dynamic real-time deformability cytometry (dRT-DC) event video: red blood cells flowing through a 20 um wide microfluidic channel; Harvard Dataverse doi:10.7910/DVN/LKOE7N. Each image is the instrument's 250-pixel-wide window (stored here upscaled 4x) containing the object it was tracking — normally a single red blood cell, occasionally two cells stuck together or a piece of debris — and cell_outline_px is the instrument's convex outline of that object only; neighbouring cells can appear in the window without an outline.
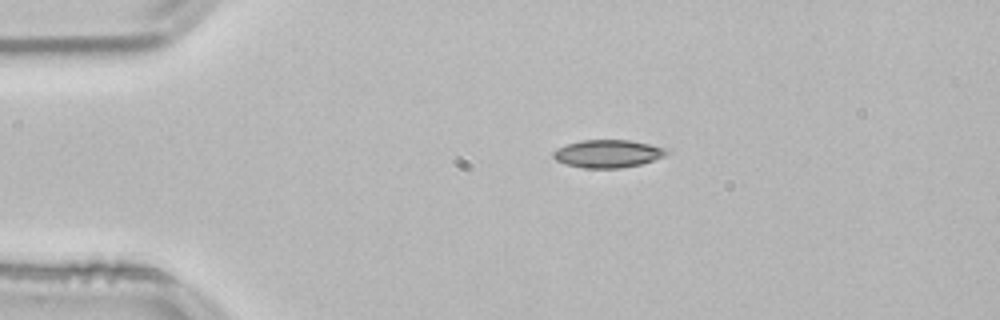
{"species": "common noctule bat (a hibernating species)", "species_latin": "Nyctalus noctula", "temperature_condition": "room temperature", "stored_images_in_passage": 43, "camera_frame_rate_fps": 3000, "um_per_image_px": 0.085, "animal": {"sex": "male", "body_mass_g": 21.5, "forearm_length_mm": 52.0}, "frame": {"image": 1, "passage_image": 1, "time_ms": 0.0, "image_size_px": [1000, 320], "cell_outline_px": [[672, 152], [664, 156], [640, 164], [620, 168], [584, 168], [564, 164], [556, 160], [552, 156], [552, 152], [556, 148], [580, 140], [628, 140], [668, 148]], "centroid_in_image_um": [51.66, 13.06], "position_along_channel_um": 33.3, "area_um2": 18.44}}
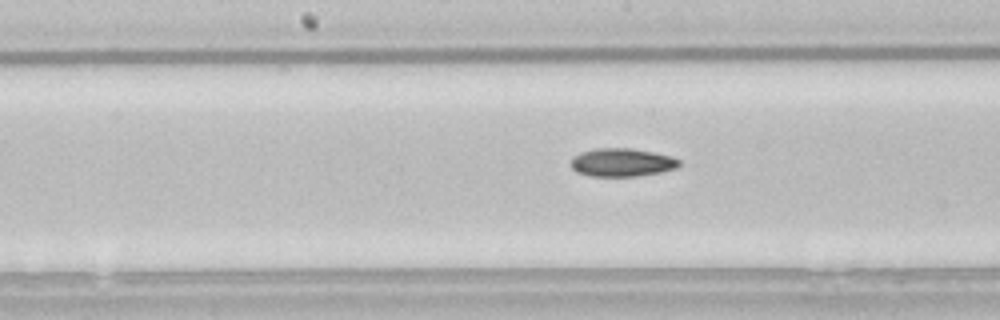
{"frame": {"image": 2, "passage_image": 17, "time_ms": 5.333, "image_size_px": [1000, 320], "cell_outline_px": [[680, 164], [676, 168], [660, 172], [636, 176], [588, 176], [576, 172], [572, 168], [572, 156], [580, 152], [596, 148], [632, 148], [672, 156], [680, 160]], "centroid_in_image_um": [52.84, 13.8], "position_along_channel_um": 195.4, "area_um2": 17.86}}
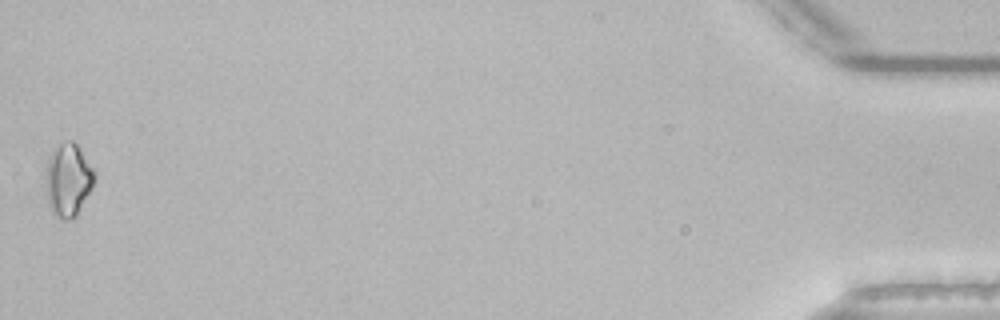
{"frame": {"image": 3, "passage_image": 43, "time_ms": 14.0, "image_size_px": [1000, 320], "cell_outline_px": [[96, 176], [92, 188], [76, 216], [68, 220], [64, 220], [56, 216], [52, 212], [48, 204], [44, 180], [44, 172], [52, 148], [64, 140], [72, 140], [80, 148], [96, 172]], "centroid_in_image_um": [5.77, 15.26], "position_along_channel_um": 429.4, "area_um2": 21.27}}